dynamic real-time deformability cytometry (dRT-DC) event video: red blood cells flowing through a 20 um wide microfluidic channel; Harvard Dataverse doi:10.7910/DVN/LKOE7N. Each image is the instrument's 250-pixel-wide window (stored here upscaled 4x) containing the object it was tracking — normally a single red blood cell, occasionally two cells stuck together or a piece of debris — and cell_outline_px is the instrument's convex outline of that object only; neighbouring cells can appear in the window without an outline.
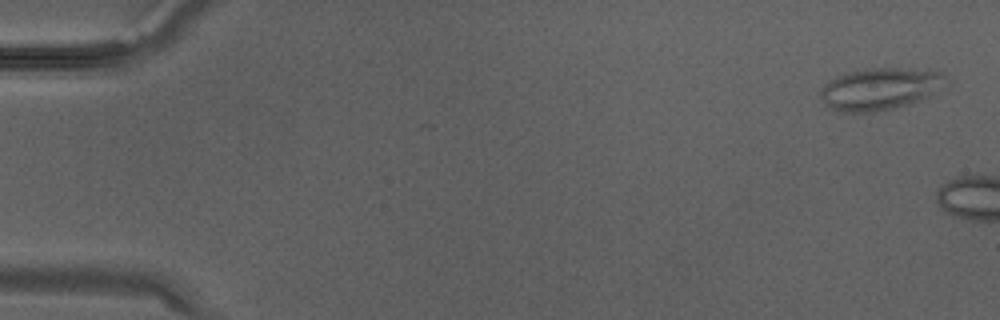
{"species": "Egyptian fruit bat (a non-hibernating species)", "species_latin": "Rousettus aegyptiacus", "temperature_condition": "warm", "stored_images_in_passage": 3, "camera_frame_rate_fps": 3000, "um_per_image_px": 0.085, "animal": {"sex": "male"}, "frame": {"image": 1, "passage_image": 1, "time_ms": 0.0, "image_size_px": [1000, 320], "cell_outline_px": [[948, 84], [928, 96], [892, 108], [872, 112], [844, 112], [832, 108], [820, 96], [820, 92], [824, 84], [836, 76], [848, 72], [872, 68], [896, 68], [940, 72], [944, 76]], "centroid_in_image_um": [74.78, 7.54], "position_along_channel_um": 10.2, "area_um2": 29.94}}